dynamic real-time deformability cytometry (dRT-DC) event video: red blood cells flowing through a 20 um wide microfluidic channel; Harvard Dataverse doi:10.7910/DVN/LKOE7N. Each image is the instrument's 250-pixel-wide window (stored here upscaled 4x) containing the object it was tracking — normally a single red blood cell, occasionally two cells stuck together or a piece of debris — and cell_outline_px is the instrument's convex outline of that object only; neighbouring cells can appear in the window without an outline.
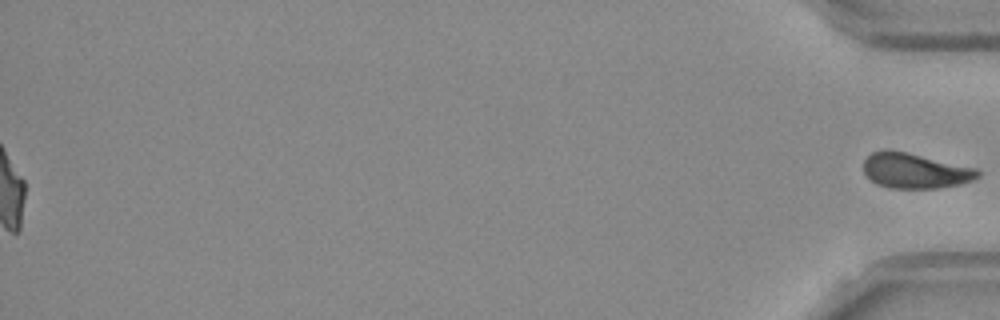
{"species": "Egyptian fruit bat (a non-hibernating species)", "species_latin": "Rousettus aegyptiacus", "temperature_condition": "room temperature", "stored_images_in_passage": 53, "segment_of_instrument_passage": [2, 2], "camera_frame_rate_fps": 3000, "um_per_image_px": 0.085, "frame": {"image": 1, "passage_image": 53, "time_ms": 17.333, "image_size_px": [1000, 320], "cell_outline_px": [[980, 176], [972, 180], [960, 184], [940, 188], [888, 188], [876, 184], [864, 172], [864, 160], [872, 152], [884, 148], [888, 148], [908, 152], [976, 168], [980, 172]], "centroid_in_image_um": [77.76, 14.5], "position_along_channel_um": 357.4, "area_um2": 23.64}}